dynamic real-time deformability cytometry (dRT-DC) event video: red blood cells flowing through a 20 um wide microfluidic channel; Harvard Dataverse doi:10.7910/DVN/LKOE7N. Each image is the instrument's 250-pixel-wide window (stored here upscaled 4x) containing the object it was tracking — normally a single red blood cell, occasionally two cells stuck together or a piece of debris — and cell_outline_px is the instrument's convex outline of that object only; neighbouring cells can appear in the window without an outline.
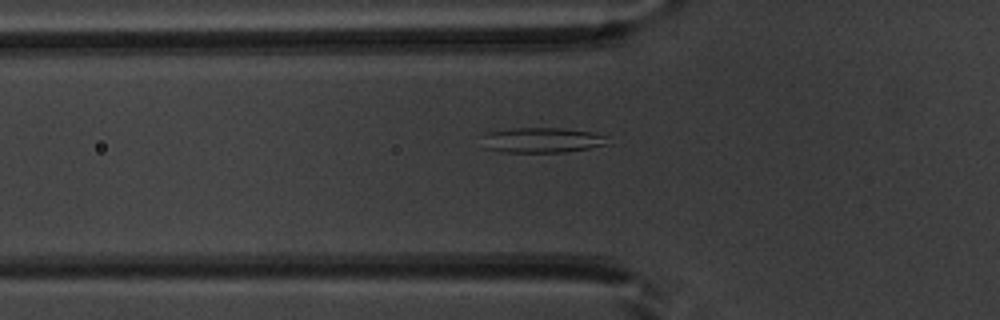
{"species": "common noctule bat (a hibernating species)", "species_latin": "Nyctalus noctula", "temperature_condition": "warm", "stored_images_in_passage": 51, "camera_frame_rate_fps": 3000, "um_per_image_px": 0.085, "animal": {"sex": "male", "body_mass_g": 20.1, "forearm_length_mm": 53.5}, "frame": {"image": 1, "passage_image": 18, "time_ms": 5.667, "image_size_px": [1000, 320], "cell_outline_px": [[612, 144], [564, 152], [500, 152], [484, 148], [484, 136], [488, 132], [516, 128], [560, 128], [592, 132], [604, 136]], "centroid_in_image_um": [46.09, 11.92], "position_along_channel_um": 79.7, "area_um2": 18.32}}
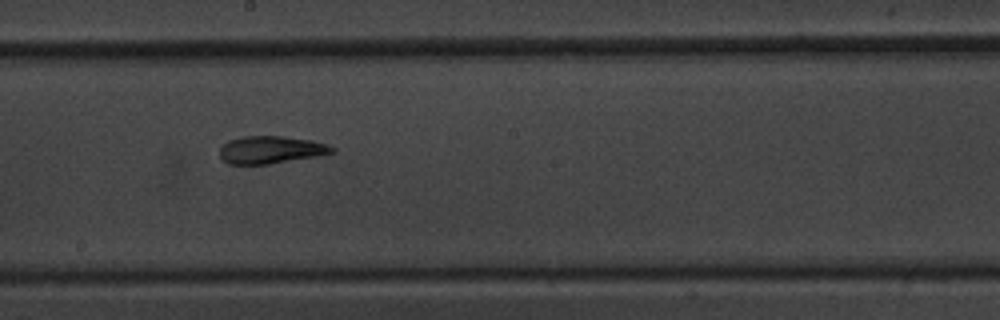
{"frame": {"image": 2, "passage_image": 29, "time_ms": 9.333, "image_size_px": [1000, 320], "cell_outline_px": [[336, 152], [320, 156], [268, 164], [228, 164], [220, 156], [220, 148], [228, 140], [240, 136], [284, 136], [312, 140], [336, 148]], "centroid_in_image_um": [23.04, 12.73], "position_along_channel_um": 225.2, "area_um2": 18.15}}
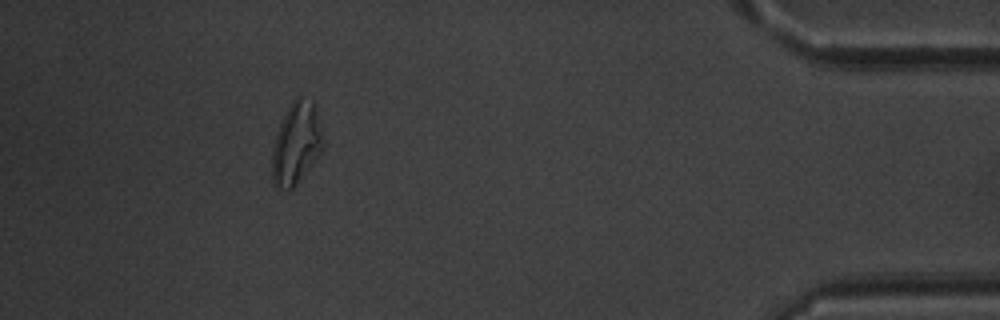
{"frame": {"image": 3, "passage_image": 47, "time_ms": 15.333, "image_size_px": [1000, 320], "cell_outline_px": [[324, 148], [296, 184], [292, 188], [276, 188], [272, 184], [272, 152], [276, 132], [292, 100], [296, 96], [300, 96], [312, 100], [316, 108], [324, 140]], "centroid_in_image_um": [25.18, 12.17], "position_along_channel_um": 410.0, "area_um2": 24.28}, "authors_computed_cell_mechanics": {"area_um2": 20.23, "velocity_mm_per_s": 3.9431, "shape_relaxation_time_tau1_ms": 8.9634, "shape_relaxation_time_tau2_ms": 1.8675, "deformation_change_tau1": 0.2563, "deformation_change_tau2": 0.0964}}